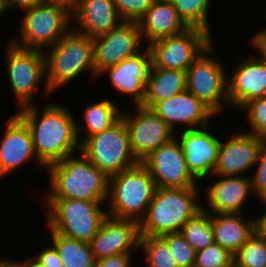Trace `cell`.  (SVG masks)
I'll list each match as a JSON object with an SVG mask.
<instances>
[{
    "instance_id": "10",
    "label": "cell",
    "mask_w": 266,
    "mask_h": 267,
    "mask_svg": "<svg viewBox=\"0 0 266 267\" xmlns=\"http://www.w3.org/2000/svg\"><path fill=\"white\" fill-rule=\"evenodd\" d=\"M80 152L108 178L140 163L132 151L122 118L110 128L84 140Z\"/></svg>"
},
{
    "instance_id": "45",
    "label": "cell",
    "mask_w": 266,
    "mask_h": 267,
    "mask_svg": "<svg viewBox=\"0 0 266 267\" xmlns=\"http://www.w3.org/2000/svg\"><path fill=\"white\" fill-rule=\"evenodd\" d=\"M0 267H15L13 263V259H9V257L1 258V255H0Z\"/></svg>"
},
{
    "instance_id": "27",
    "label": "cell",
    "mask_w": 266,
    "mask_h": 267,
    "mask_svg": "<svg viewBox=\"0 0 266 267\" xmlns=\"http://www.w3.org/2000/svg\"><path fill=\"white\" fill-rule=\"evenodd\" d=\"M100 100L98 102L94 101V103L90 102L91 104L83 108L82 120L85 122H76L80 144L88 137L110 128L121 118L122 109L118 104L116 105V102L111 98Z\"/></svg>"
},
{
    "instance_id": "16",
    "label": "cell",
    "mask_w": 266,
    "mask_h": 267,
    "mask_svg": "<svg viewBox=\"0 0 266 267\" xmlns=\"http://www.w3.org/2000/svg\"><path fill=\"white\" fill-rule=\"evenodd\" d=\"M211 125L210 123L201 128L175 132V136L181 144L187 167L200 182L213 175L219 154L221 139L219 135H216L217 132L214 134L211 131Z\"/></svg>"
},
{
    "instance_id": "19",
    "label": "cell",
    "mask_w": 266,
    "mask_h": 267,
    "mask_svg": "<svg viewBox=\"0 0 266 267\" xmlns=\"http://www.w3.org/2000/svg\"><path fill=\"white\" fill-rule=\"evenodd\" d=\"M212 177L216 180L213 179L214 182L205 187L202 195L206 198L202 208L210 214L244 213L247 199L251 201V195L254 194L251 177L212 175L210 178Z\"/></svg>"
},
{
    "instance_id": "33",
    "label": "cell",
    "mask_w": 266,
    "mask_h": 267,
    "mask_svg": "<svg viewBox=\"0 0 266 267\" xmlns=\"http://www.w3.org/2000/svg\"><path fill=\"white\" fill-rule=\"evenodd\" d=\"M239 112L251 128L245 132L266 138V96L246 103Z\"/></svg>"
},
{
    "instance_id": "37",
    "label": "cell",
    "mask_w": 266,
    "mask_h": 267,
    "mask_svg": "<svg viewBox=\"0 0 266 267\" xmlns=\"http://www.w3.org/2000/svg\"><path fill=\"white\" fill-rule=\"evenodd\" d=\"M253 173L250 174L252 190L259 201L266 200V144L260 149Z\"/></svg>"
},
{
    "instance_id": "26",
    "label": "cell",
    "mask_w": 266,
    "mask_h": 267,
    "mask_svg": "<svg viewBox=\"0 0 266 267\" xmlns=\"http://www.w3.org/2000/svg\"><path fill=\"white\" fill-rule=\"evenodd\" d=\"M186 90V71L151 66L142 106L152 108L157 102Z\"/></svg>"
},
{
    "instance_id": "28",
    "label": "cell",
    "mask_w": 266,
    "mask_h": 267,
    "mask_svg": "<svg viewBox=\"0 0 266 267\" xmlns=\"http://www.w3.org/2000/svg\"><path fill=\"white\" fill-rule=\"evenodd\" d=\"M50 243L57 251L63 267H95L96 260L90 243L71 239L47 229Z\"/></svg>"
},
{
    "instance_id": "36",
    "label": "cell",
    "mask_w": 266,
    "mask_h": 267,
    "mask_svg": "<svg viewBox=\"0 0 266 267\" xmlns=\"http://www.w3.org/2000/svg\"><path fill=\"white\" fill-rule=\"evenodd\" d=\"M122 21L139 22L154 0H113Z\"/></svg>"
},
{
    "instance_id": "15",
    "label": "cell",
    "mask_w": 266,
    "mask_h": 267,
    "mask_svg": "<svg viewBox=\"0 0 266 267\" xmlns=\"http://www.w3.org/2000/svg\"><path fill=\"white\" fill-rule=\"evenodd\" d=\"M265 138L245 132L239 128L224 141L221 139L217 163L213 175L250 176L254 169Z\"/></svg>"
},
{
    "instance_id": "21",
    "label": "cell",
    "mask_w": 266,
    "mask_h": 267,
    "mask_svg": "<svg viewBox=\"0 0 266 267\" xmlns=\"http://www.w3.org/2000/svg\"><path fill=\"white\" fill-rule=\"evenodd\" d=\"M242 59L227 77L229 106L238 111L246 103L266 96V62L251 54Z\"/></svg>"
},
{
    "instance_id": "2",
    "label": "cell",
    "mask_w": 266,
    "mask_h": 267,
    "mask_svg": "<svg viewBox=\"0 0 266 267\" xmlns=\"http://www.w3.org/2000/svg\"><path fill=\"white\" fill-rule=\"evenodd\" d=\"M49 191L43 198L106 201L108 177L81 152L46 168Z\"/></svg>"
},
{
    "instance_id": "1",
    "label": "cell",
    "mask_w": 266,
    "mask_h": 267,
    "mask_svg": "<svg viewBox=\"0 0 266 267\" xmlns=\"http://www.w3.org/2000/svg\"><path fill=\"white\" fill-rule=\"evenodd\" d=\"M49 102L43 107L30 104L15 112L29 127L36 157L45 168L80 152L75 113L70 106Z\"/></svg>"
},
{
    "instance_id": "22",
    "label": "cell",
    "mask_w": 266,
    "mask_h": 267,
    "mask_svg": "<svg viewBox=\"0 0 266 267\" xmlns=\"http://www.w3.org/2000/svg\"><path fill=\"white\" fill-rule=\"evenodd\" d=\"M175 132L212 123L216 115L193 94L184 92L157 102L151 108ZM213 117V118H212Z\"/></svg>"
},
{
    "instance_id": "39",
    "label": "cell",
    "mask_w": 266,
    "mask_h": 267,
    "mask_svg": "<svg viewBox=\"0 0 266 267\" xmlns=\"http://www.w3.org/2000/svg\"><path fill=\"white\" fill-rule=\"evenodd\" d=\"M133 258L134 254H116L96 260L95 267H131Z\"/></svg>"
},
{
    "instance_id": "32",
    "label": "cell",
    "mask_w": 266,
    "mask_h": 267,
    "mask_svg": "<svg viewBox=\"0 0 266 267\" xmlns=\"http://www.w3.org/2000/svg\"><path fill=\"white\" fill-rule=\"evenodd\" d=\"M233 258L239 267H266V239L255 231Z\"/></svg>"
},
{
    "instance_id": "35",
    "label": "cell",
    "mask_w": 266,
    "mask_h": 267,
    "mask_svg": "<svg viewBox=\"0 0 266 267\" xmlns=\"http://www.w3.org/2000/svg\"><path fill=\"white\" fill-rule=\"evenodd\" d=\"M233 254L213 242L205 249L196 252L194 267H232Z\"/></svg>"
},
{
    "instance_id": "40",
    "label": "cell",
    "mask_w": 266,
    "mask_h": 267,
    "mask_svg": "<svg viewBox=\"0 0 266 267\" xmlns=\"http://www.w3.org/2000/svg\"><path fill=\"white\" fill-rule=\"evenodd\" d=\"M256 32L249 42L251 47L253 46L254 50L259 53V56L256 55L255 57L266 62V27Z\"/></svg>"
},
{
    "instance_id": "44",
    "label": "cell",
    "mask_w": 266,
    "mask_h": 267,
    "mask_svg": "<svg viewBox=\"0 0 266 267\" xmlns=\"http://www.w3.org/2000/svg\"><path fill=\"white\" fill-rule=\"evenodd\" d=\"M15 267H42L32 256H27L26 259L15 260L13 259Z\"/></svg>"
},
{
    "instance_id": "6",
    "label": "cell",
    "mask_w": 266,
    "mask_h": 267,
    "mask_svg": "<svg viewBox=\"0 0 266 267\" xmlns=\"http://www.w3.org/2000/svg\"><path fill=\"white\" fill-rule=\"evenodd\" d=\"M156 188L154 179L141 162L109 177L107 215L140 223Z\"/></svg>"
},
{
    "instance_id": "11",
    "label": "cell",
    "mask_w": 266,
    "mask_h": 267,
    "mask_svg": "<svg viewBox=\"0 0 266 267\" xmlns=\"http://www.w3.org/2000/svg\"><path fill=\"white\" fill-rule=\"evenodd\" d=\"M212 36L203 29L189 27L182 33L154 41L147 46L152 56V66L187 71L213 43Z\"/></svg>"
},
{
    "instance_id": "17",
    "label": "cell",
    "mask_w": 266,
    "mask_h": 267,
    "mask_svg": "<svg viewBox=\"0 0 266 267\" xmlns=\"http://www.w3.org/2000/svg\"><path fill=\"white\" fill-rule=\"evenodd\" d=\"M151 66L152 56L146 46L143 52L103 70L97 79L107 75L113 90L124 97L129 96L134 106L142 105L145 100V89Z\"/></svg>"
},
{
    "instance_id": "42",
    "label": "cell",
    "mask_w": 266,
    "mask_h": 267,
    "mask_svg": "<svg viewBox=\"0 0 266 267\" xmlns=\"http://www.w3.org/2000/svg\"><path fill=\"white\" fill-rule=\"evenodd\" d=\"M260 203H263V209H266V200L260 201ZM255 229L261 237L266 239V211L262 215L255 216Z\"/></svg>"
},
{
    "instance_id": "29",
    "label": "cell",
    "mask_w": 266,
    "mask_h": 267,
    "mask_svg": "<svg viewBox=\"0 0 266 267\" xmlns=\"http://www.w3.org/2000/svg\"><path fill=\"white\" fill-rule=\"evenodd\" d=\"M180 233L196 252L205 249L214 242L210 213L202 208L184 224Z\"/></svg>"
},
{
    "instance_id": "23",
    "label": "cell",
    "mask_w": 266,
    "mask_h": 267,
    "mask_svg": "<svg viewBox=\"0 0 266 267\" xmlns=\"http://www.w3.org/2000/svg\"><path fill=\"white\" fill-rule=\"evenodd\" d=\"M121 22L113 0H79L72 13V29L93 39L110 32Z\"/></svg>"
},
{
    "instance_id": "5",
    "label": "cell",
    "mask_w": 266,
    "mask_h": 267,
    "mask_svg": "<svg viewBox=\"0 0 266 267\" xmlns=\"http://www.w3.org/2000/svg\"><path fill=\"white\" fill-rule=\"evenodd\" d=\"M47 228L56 234L90 243L108 216L106 201L43 198ZM104 204V205H103ZM103 206V208H102ZM44 209V210H43Z\"/></svg>"
},
{
    "instance_id": "31",
    "label": "cell",
    "mask_w": 266,
    "mask_h": 267,
    "mask_svg": "<svg viewBox=\"0 0 266 267\" xmlns=\"http://www.w3.org/2000/svg\"><path fill=\"white\" fill-rule=\"evenodd\" d=\"M139 252L143 254L146 267H177L167 243L160 236H141Z\"/></svg>"
},
{
    "instance_id": "18",
    "label": "cell",
    "mask_w": 266,
    "mask_h": 267,
    "mask_svg": "<svg viewBox=\"0 0 266 267\" xmlns=\"http://www.w3.org/2000/svg\"><path fill=\"white\" fill-rule=\"evenodd\" d=\"M2 135L0 140V179L11 172L13 174L17 168L32 161L38 164L36 166H40L39 170L46 171L36 157L29 127L16 113L6 120Z\"/></svg>"
},
{
    "instance_id": "20",
    "label": "cell",
    "mask_w": 266,
    "mask_h": 267,
    "mask_svg": "<svg viewBox=\"0 0 266 267\" xmlns=\"http://www.w3.org/2000/svg\"><path fill=\"white\" fill-rule=\"evenodd\" d=\"M137 221L107 216L90 242L95 260L116 254H135L140 247Z\"/></svg>"
},
{
    "instance_id": "3",
    "label": "cell",
    "mask_w": 266,
    "mask_h": 267,
    "mask_svg": "<svg viewBox=\"0 0 266 267\" xmlns=\"http://www.w3.org/2000/svg\"><path fill=\"white\" fill-rule=\"evenodd\" d=\"M46 84L52 93L68 86L84 72L90 81L97 79L94 66L93 38L71 29L52 47L43 51ZM56 90V91H55Z\"/></svg>"
},
{
    "instance_id": "25",
    "label": "cell",
    "mask_w": 266,
    "mask_h": 267,
    "mask_svg": "<svg viewBox=\"0 0 266 267\" xmlns=\"http://www.w3.org/2000/svg\"><path fill=\"white\" fill-rule=\"evenodd\" d=\"M210 220L214 242L233 255L256 231L254 216L248 219L243 213L210 214Z\"/></svg>"
},
{
    "instance_id": "14",
    "label": "cell",
    "mask_w": 266,
    "mask_h": 267,
    "mask_svg": "<svg viewBox=\"0 0 266 267\" xmlns=\"http://www.w3.org/2000/svg\"><path fill=\"white\" fill-rule=\"evenodd\" d=\"M146 48L137 22H121L110 32L93 39L96 75L135 56Z\"/></svg>"
},
{
    "instance_id": "41",
    "label": "cell",
    "mask_w": 266,
    "mask_h": 267,
    "mask_svg": "<svg viewBox=\"0 0 266 267\" xmlns=\"http://www.w3.org/2000/svg\"><path fill=\"white\" fill-rule=\"evenodd\" d=\"M3 3L7 12L14 9L23 11L42 3V0H3Z\"/></svg>"
},
{
    "instance_id": "4",
    "label": "cell",
    "mask_w": 266,
    "mask_h": 267,
    "mask_svg": "<svg viewBox=\"0 0 266 267\" xmlns=\"http://www.w3.org/2000/svg\"><path fill=\"white\" fill-rule=\"evenodd\" d=\"M199 190V187H157L146 215L139 223L141 236L180 232L184 224L202 209L200 199L204 197Z\"/></svg>"
},
{
    "instance_id": "7",
    "label": "cell",
    "mask_w": 266,
    "mask_h": 267,
    "mask_svg": "<svg viewBox=\"0 0 266 267\" xmlns=\"http://www.w3.org/2000/svg\"><path fill=\"white\" fill-rule=\"evenodd\" d=\"M20 14V35L9 40L22 48L44 51L72 29V13L59 5L42 2Z\"/></svg>"
},
{
    "instance_id": "46",
    "label": "cell",
    "mask_w": 266,
    "mask_h": 267,
    "mask_svg": "<svg viewBox=\"0 0 266 267\" xmlns=\"http://www.w3.org/2000/svg\"><path fill=\"white\" fill-rule=\"evenodd\" d=\"M6 13H7V11H6V8L4 6L3 0H0V19Z\"/></svg>"
},
{
    "instance_id": "12",
    "label": "cell",
    "mask_w": 266,
    "mask_h": 267,
    "mask_svg": "<svg viewBox=\"0 0 266 267\" xmlns=\"http://www.w3.org/2000/svg\"><path fill=\"white\" fill-rule=\"evenodd\" d=\"M131 112L122 110L129 133L130 145L135 157L141 162L151 152L175 137L171 129L151 108L135 105Z\"/></svg>"
},
{
    "instance_id": "13",
    "label": "cell",
    "mask_w": 266,
    "mask_h": 267,
    "mask_svg": "<svg viewBox=\"0 0 266 267\" xmlns=\"http://www.w3.org/2000/svg\"><path fill=\"white\" fill-rule=\"evenodd\" d=\"M141 163L154 179L156 187H198L197 179L187 167L185 156L176 136L151 152Z\"/></svg>"
},
{
    "instance_id": "9",
    "label": "cell",
    "mask_w": 266,
    "mask_h": 267,
    "mask_svg": "<svg viewBox=\"0 0 266 267\" xmlns=\"http://www.w3.org/2000/svg\"><path fill=\"white\" fill-rule=\"evenodd\" d=\"M212 43L186 71V90L206 105L216 116L229 108L227 74L224 62Z\"/></svg>"
},
{
    "instance_id": "8",
    "label": "cell",
    "mask_w": 266,
    "mask_h": 267,
    "mask_svg": "<svg viewBox=\"0 0 266 267\" xmlns=\"http://www.w3.org/2000/svg\"><path fill=\"white\" fill-rule=\"evenodd\" d=\"M4 64L9 86L15 97L16 107L34 104L36 92L44 82L43 96L51 99L54 95L46 84L44 53L37 49H26L7 41ZM50 96V97H47Z\"/></svg>"
},
{
    "instance_id": "43",
    "label": "cell",
    "mask_w": 266,
    "mask_h": 267,
    "mask_svg": "<svg viewBox=\"0 0 266 267\" xmlns=\"http://www.w3.org/2000/svg\"><path fill=\"white\" fill-rule=\"evenodd\" d=\"M43 3L59 5L73 13L79 3V0H42Z\"/></svg>"
},
{
    "instance_id": "34",
    "label": "cell",
    "mask_w": 266,
    "mask_h": 267,
    "mask_svg": "<svg viewBox=\"0 0 266 267\" xmlns=\"http://www.w3.org/2000/svg\"><path fill=\"white\" fill-rule=\"evenodd\" d=\"M168 245L177 267H194L196 250L178 233H167L160 236Z\"/></svg>"
},
{
    "instance_id": "24",
    "label": "cell",
    "mask_w": 266,
    "mask_h": 267,
    "mask_svg": "<svg viewBox=\"0 0 266 267\" xmlns=\"http://www.w3.org/2000/svg\"><path fill=\"white\" fill-rule=\"evenodd\" d=\"M138 25L146 46L189 28L180 18L174 4L162 0H154Z\"/></svg>"
},
{
    "instance_id": "30",
    "label": "cell",
    "mask_w": 266,
    "mask_h": 267,
    "mask_svg": "<svg viewBox=\"0 0 266 267\" xmlns=\"http://www.w3.org/2000/svg\"><path fill=\"white\" fill-rule=\"evenodd\" d=\"M173 3L180 18L188 27L200 28L212 35L209 21L212 0H162Z\"/></svg>"
},
{
    "instance_id": "38",
    "label": "cell",
    "mask_w": 266,
    "mask_h": 267,
    "mask_svg": "<svg viewBox=\"0 0 266 267\" xmlns=\"http://www.w3.org/2000/svg\"><path fill=\"white\" fill-rule=\"evenodd\" d=\"M42 267H63V263L56 251V249L50 244L45 246L41 251L32 256Z\"/></svg>"
}]
</instances>
